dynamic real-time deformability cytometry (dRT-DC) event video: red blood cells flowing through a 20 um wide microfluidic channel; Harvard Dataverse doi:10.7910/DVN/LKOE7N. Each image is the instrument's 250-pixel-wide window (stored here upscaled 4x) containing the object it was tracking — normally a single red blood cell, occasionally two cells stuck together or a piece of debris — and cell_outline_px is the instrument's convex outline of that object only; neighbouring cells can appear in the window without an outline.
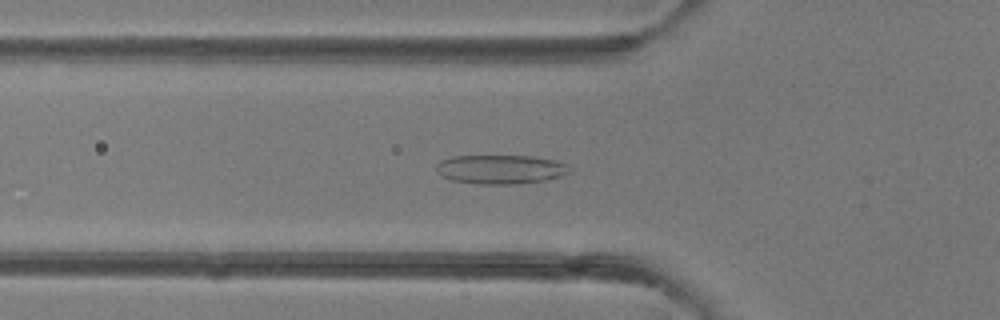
{"species": "common noctule bat (a hibernating species)", "species_latin": "Nyctalus noctula", "temperature_condition": "room temperature", "stored_images_in_passage": 48, "camera_frame_rate_fps": 3000, "um_per_image_px": 0.085, "animal": {"sex": "female"}, "frame": {"image": 1, "passage_image": 17, "time_ms": 5.333, "image_size_px": [1000, 320], "cell_outline_px": [[572, 172], [548, 180], [512, 184], [480, 184], [452, 180], [436, 172], [436, 164], [440, 160], [452, 156], [532, 156], [556, 160], [568, 164]], "centroid_in_image_um": [42.58, 14.39], "position_along_channel_um": 83.2, "area_um2": 22.72}}
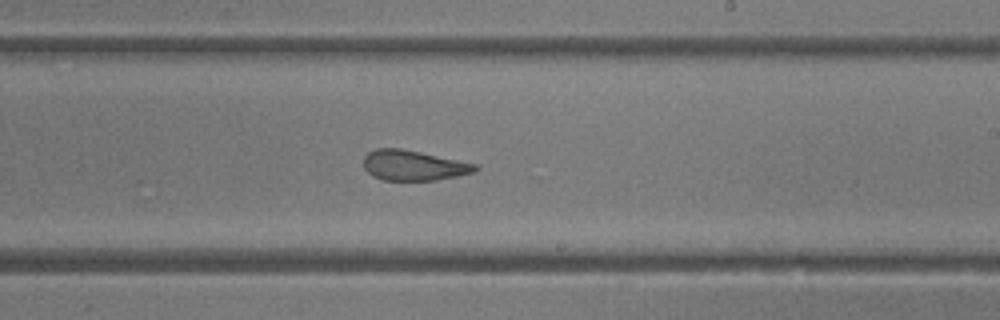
{"frame": {"image": 2, "passage_image": 29, "time_ms": 9.333, "image_size_px": [1000, 320], "cell_outline_px": [[480, 168], [476, 172], [436, 180], [380, 180], [372, 176], [364, 168], [364, 156], [368, 152], [376, 148], [400, 148], [420, 152], [476, 164]], "centroid_in_image_um": [35.13, 14.06], "position_along_channel_um": 253.9, "area_um2": 19.65}}
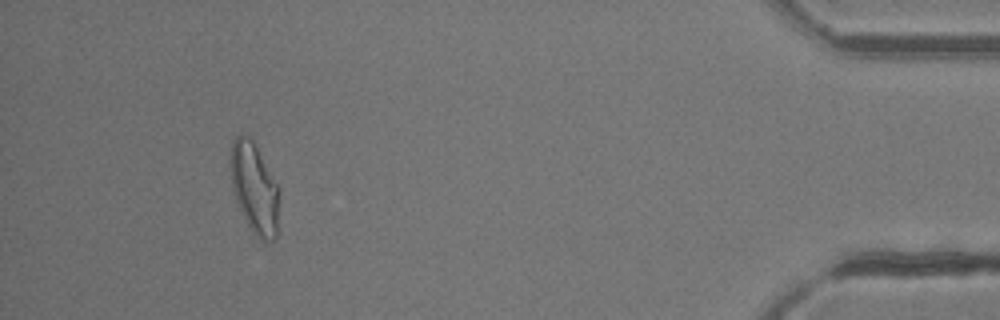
{"frame": {"image": 3, "passage_image": 45, "time_ms": 14.667, "image_size_px": [1000, 320], "cell_outline_px": [[280, 192], [276, 240], [260, 240], [252, 232], [236, 200], [232, 188], [232, 140], [236, 136], [248, 136], [252, 140], [280, 188]], "centroid_in_image_um": [21.67, 16.05], "position_along_channel_um": 413.5, "area_um2": 25.26}, "authors_computed_cell_mechanics": {"area_um2": 22.7732, "velocity_mm_per_s": 4.249, "shape_relaxation_time_tau1_ms": null, "shape_relaxation_time_tau2_ms": 1.4131, "deformation_change_tau1": null, "deformation_change_tau2": 0.0941}}